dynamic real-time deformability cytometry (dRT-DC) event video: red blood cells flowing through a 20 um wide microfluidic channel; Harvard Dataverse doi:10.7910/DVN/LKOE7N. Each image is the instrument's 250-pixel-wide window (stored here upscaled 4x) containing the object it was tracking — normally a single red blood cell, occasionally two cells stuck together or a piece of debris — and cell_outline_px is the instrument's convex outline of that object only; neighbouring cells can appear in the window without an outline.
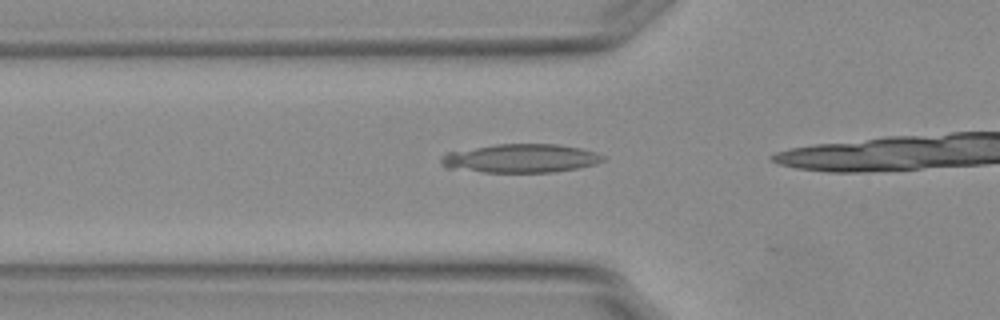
{"species": "Egyptian fruit bat (a non-hibernating species)", "species_latin": "Rousettus aegyptiacus", "temperature_condition": "warm", "stored_images_in_passage": 15, "camera_frame_rate_fps": 3000, "um_per_image_px": 0.085, "animal": {"sex": "female"}, "frame": {"image": 1, "passage_image": 3, "time_ms": 0.667, "image_size_px": [1000, 320], "cell_outline_px": [[604, 160], [596, 164], [576, 168], [552, 172], [484, 172], [444, 168], [440, 160], [440, 156], [448, 152], [496, 144], [560, 144], [580, 148], [596, 152], [604, 156]], "centroid_in_image_um": [44.24, 13.46], "position_along_channel_um": 81.6, "area_um2": 27.05}}